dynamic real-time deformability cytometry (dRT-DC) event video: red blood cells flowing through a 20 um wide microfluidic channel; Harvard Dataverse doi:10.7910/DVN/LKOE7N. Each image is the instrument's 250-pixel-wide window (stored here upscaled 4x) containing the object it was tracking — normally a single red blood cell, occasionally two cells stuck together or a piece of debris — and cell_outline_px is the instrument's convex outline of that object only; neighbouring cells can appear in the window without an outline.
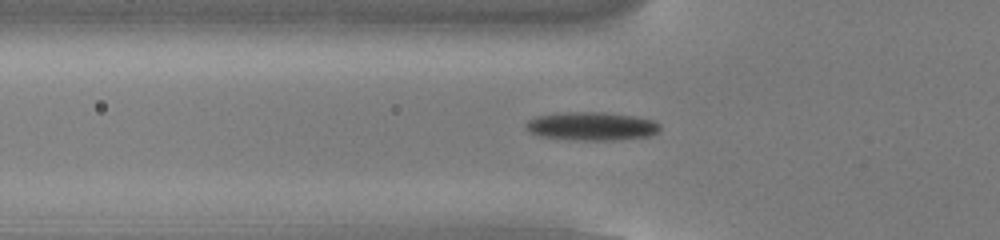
{"species": "common noctule bat (a hibernating species)", "species_latin": "Nyctalus noctula", "temperature_condition": "cold", "stored_images_in_passage": 54, "camera_frame_rate_fps": 3000, "um_per_image_px": 0.085, "animal": {"sex": "male", "body_mass_g": 13.0, "forearm_length_mm": 53.1}, "frame": {"image": 1, "passage_image": 19, "time_ms": 6.0, "image_size_px": [1000, 240], "cell_outline_px": [[660, 128], [656, 132], [648, 136], [620, 140], [584, 140], [540, 136], [528, 132], [524, 128], [524, 124], [528, 120], [536, 116], [568, 112], [604, 112], [636, 116], [656, 120], [660, 124]], "centroid_in_image_um": [50.29, 10.72], "position_along_channel_um": 75.5, "area_um2": 22.31}}
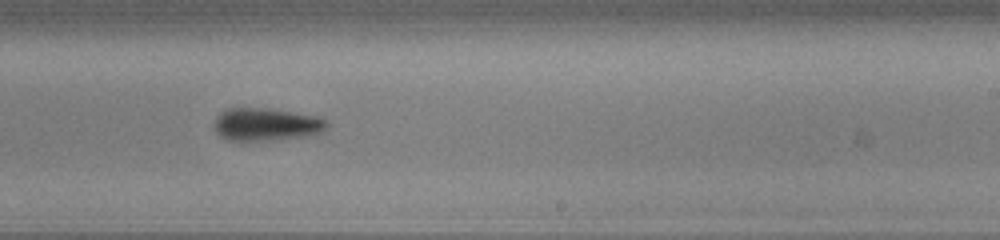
{"frame": {"image": 2, "passage_image": 34, "time_ms": 11.0, "image_size_px": [1000, 240], "cell_outline_px": [[328, 124], [324, 132], [304, 136], [272, 140], [228, 140], [220, 136], [216, 132], [216, 116], [220, 112], [228, 108], [264, 108], [320, 116], [328, 120]], "centroid_in_image_um": [22.67, 10.57], "position_along_channel_um": 266.3, "area_um2": 21.44}}
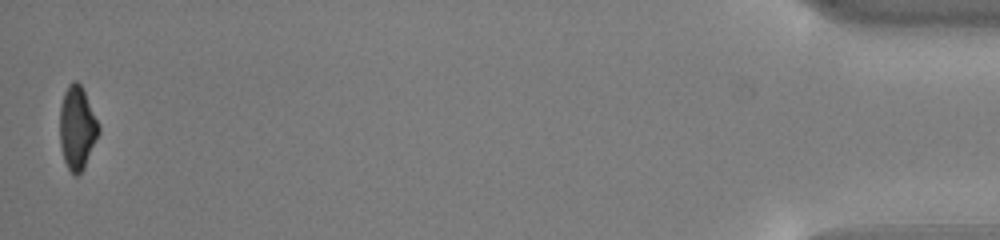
{"frame": {"image": 3, "passage_image": 54, "time_ms": 17.667, "image_size_px": [1000, 240], "cell_outline_px": [[100, 132], [84, 168], [76, 176], [72, 176], [64, 160], [60, 144], [60, 108], [64, 92], [68, 84], [72, 80], [76, 80], [80, 84], [100, 124]], "centroid_in_image_um": [6.56, 10.87], "position_along_channel_um": 428.6, "area_um2": 18.96}, "authors_computed_cell_mechanics": {"area_um2": 20.5479, "velocity_mm_per_s": 3.8213, "shape_relaxation_time_tau1_ms": 2.4859, "shape_relaxation_time_tau2_ms": null, "deformation_change_tau1": 0.1374, "deformation_change_tau2": null}}